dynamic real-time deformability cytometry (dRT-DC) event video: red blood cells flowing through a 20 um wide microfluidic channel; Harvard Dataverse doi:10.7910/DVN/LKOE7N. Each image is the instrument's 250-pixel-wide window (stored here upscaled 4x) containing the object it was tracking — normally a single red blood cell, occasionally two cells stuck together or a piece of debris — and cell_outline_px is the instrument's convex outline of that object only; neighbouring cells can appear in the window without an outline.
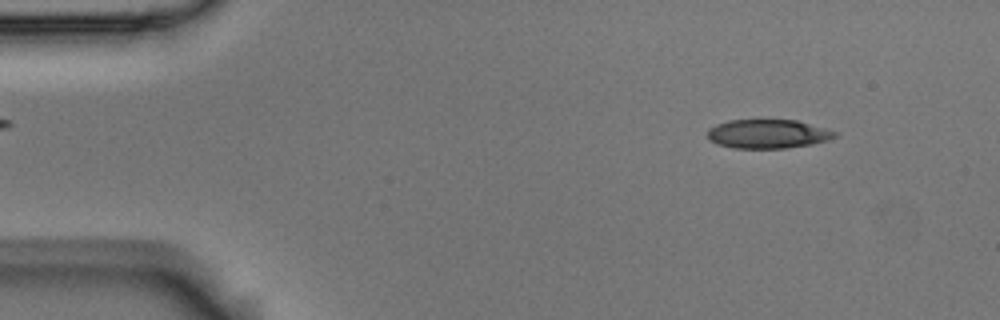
{"species": "Egyptian fruit bat (a non-hibernating species)", "species_latin": "Rousettus aegyptiacus", "temperature_condition": "room temperature", "stored_images_in_passage": 4, "camera_frame_rate_fps": 3000, "um_per_image_px": 0.085, "animal": {"sex": "male"}, "frame": {"image": 1, "passage_image": 2, "time_ms": 0.333, "image_size_px": [1000, 320], "cell_outline_px": [[840, 136], [828, 140], [812, 144], [784, 148], [732, 148], [716, 144], [708, 140], [708, 128], [716, 124], [728, 120], [796, 120], [840, 132]], "centroid_in_image_um": [65.28, 11.38], "position_along_channel_um": 19.7, "area_um2": 21.73}}